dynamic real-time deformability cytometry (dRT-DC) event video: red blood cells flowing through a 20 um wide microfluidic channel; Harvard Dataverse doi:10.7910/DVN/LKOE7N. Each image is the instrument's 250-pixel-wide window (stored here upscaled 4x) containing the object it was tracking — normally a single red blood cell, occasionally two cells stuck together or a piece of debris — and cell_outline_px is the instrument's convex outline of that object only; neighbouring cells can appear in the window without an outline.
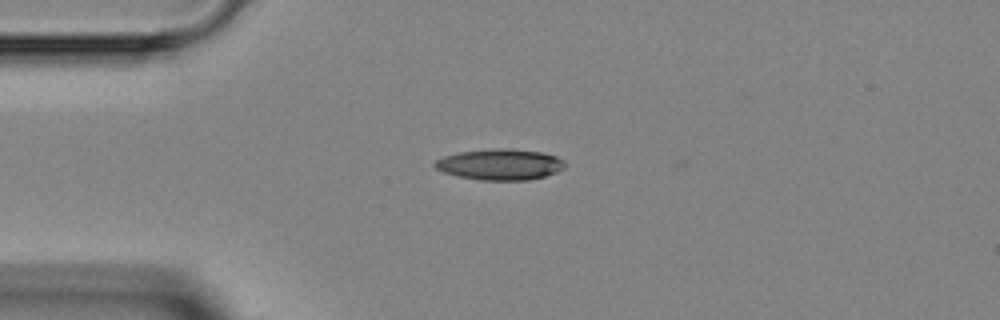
{"species": "Egyptian fruit bat (a non-hibernating species)", "species_latin": "Rousettus aegyptiacus", "temperature_condition": "room temperature", "stored_images_in_passage": 2, "camera_frame_rate_fps": 3000, "um_per_image_px": 0.085, "animal": {"sex": "female"}, "frame": {"image": 1, "passage_image": 2, "time_ms": 1.0, "image_size_px": [1000, 320], "cell_outline_px": [[568, 164], [564, 168], [556, 172], [544, 176], [528, 180], [480, 180], [456, 176], [444, 172], [436, 168], [432, 164], [436, 160], [444, 156], [460, 152], [492, 148], [508, 148], [540, 152], [556, 156], [564, 160]], "centroid_in_image_um": [42.51, 13.97], "position_along_channel_um": 42.5, "area_um2": 23.58}}